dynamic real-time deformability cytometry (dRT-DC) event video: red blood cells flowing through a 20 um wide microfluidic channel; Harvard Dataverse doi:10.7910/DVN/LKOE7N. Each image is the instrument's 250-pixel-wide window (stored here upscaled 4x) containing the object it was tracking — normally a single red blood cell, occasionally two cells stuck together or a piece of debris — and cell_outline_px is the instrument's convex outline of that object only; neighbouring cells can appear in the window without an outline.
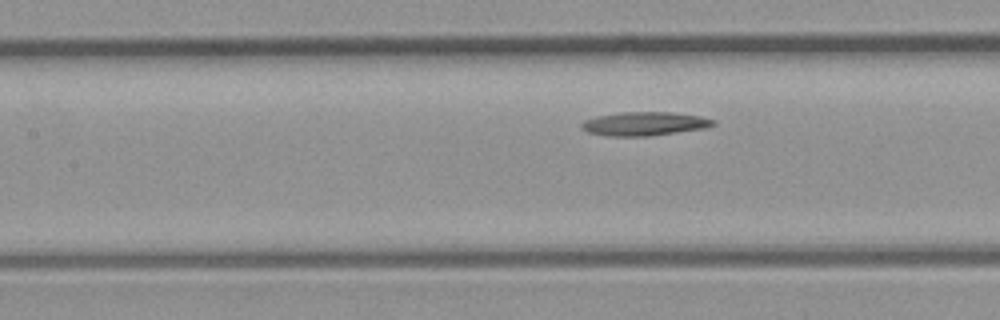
{"species": "common noctule bat (a hibernating species)", "species_latin": "Nyctalus noctula", "temperature_condition": "room temperature", "stored_images_in_passage": 4, "segment_of_instrument_passage": [2, 2], "camera_frame_rate_fps": 3000, "um_per_image_px": 0.085, "animal": {"sex": "male", "body_mass_g": 23.1, "forearm_length_mm": 52.7}, "frame": {"image": 1, "passage_image": 4, "time_ms": 1.0, "image_size_px": [1000, 320], "cell_outline_px": [[716, 124], [704, 128], [648, 136], [608, 136], [588, 132], [580, 128], [580, 124], [584, 120], [596, 116], [620, 112], [672, 112], [700, 116], [716, 120]], "centroid_in_image_um": [54.75, 10.51], "position_along_channel_um": 152.7, "area_um2": 18.21}}